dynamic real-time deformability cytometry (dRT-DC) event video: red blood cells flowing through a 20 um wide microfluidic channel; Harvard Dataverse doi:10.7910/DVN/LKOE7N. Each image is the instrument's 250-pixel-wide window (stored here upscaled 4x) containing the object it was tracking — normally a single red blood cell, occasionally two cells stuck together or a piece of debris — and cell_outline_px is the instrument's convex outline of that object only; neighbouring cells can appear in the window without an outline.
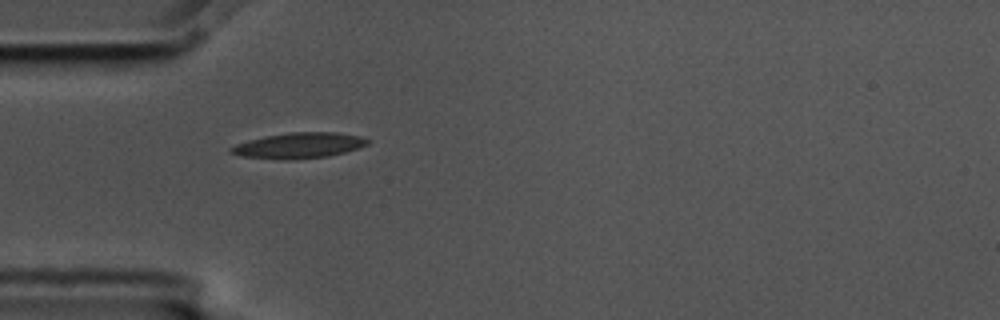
{"species": "common noctule bat (a hibernating species)", "species_latin": "Nyctalus noctula", "temperature_condition": "cold", "stored_images_in_passage": 41, "camera_frame_rate_fps": 3000, "um_per_image_px": 0.085, "animal": {"sex": "male", "body_mass_g": 17.5, "forearm_length_mm": 52.3}, "frame": {"image": 1, "passage_image": 1, "time_ms": 0.0, "image_size_px": [1000, 320], "cell_outline_px": [[372, 140], [368, 144], [360, 148], [328, 156], [288, 160], [284, 160], [240, 156], [228, 152], [228, 148], [236, 144], [248, 140], [264, 136], [288, 132], [336, 132], [360, 136]], "centroid_in_image_um": [25.39, 12.36], "position_along_channel_um": 59.6, "area_um2": 20.63}}
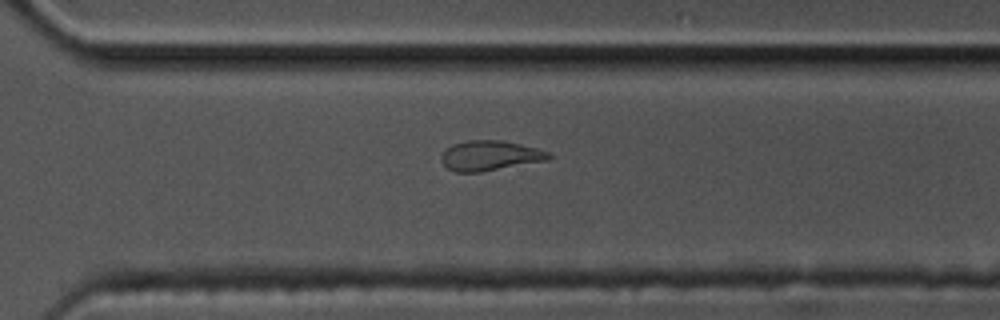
{"frame": {"image": 2, "passage_image": 24, "time_ms": 7.667, "image_size_px": [1000, 320], "cell_outline_px": [[552, 156], [548, 160], [480, 172], [456, 172], [448, 168], [440, 160], [440, 156], [452, 144], [468, 140], [500, 140], [520, 144], [552, 152]], "centroid_in_image_um": [41.66, 13.22], "position_along_channel_um": 328.9, "area_um2": 18.73}}
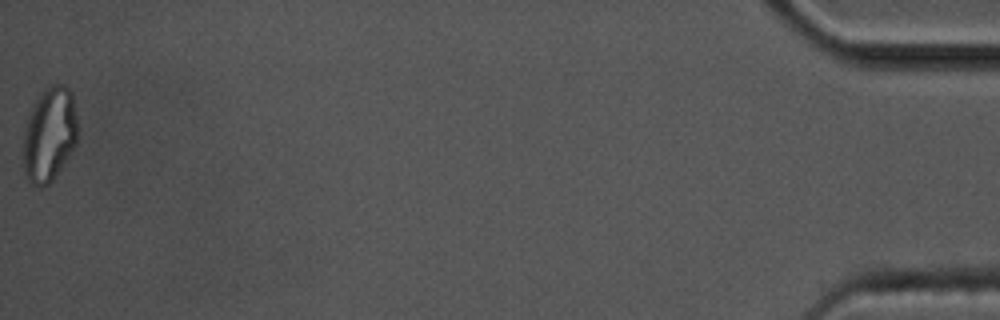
{"frame": {"image": 3, "passage_image": 41, "time_ms": 13.333, "image_size_px": [1000, 320], "cell_outline_px": [[76, 144], [52, 180], [48, 184], [40, 188], [32, 184], [28, 180], [24, 172], [24, 128], [28, 112], [32, 104], [40, 92], [48, 84], [64, 84], [72, 92], [76, 116]], "centroid_in_image_um": [4.17, 11.37], "position_along_channel_um": 431.0, "area_um2": 30.06}, "authors_computed_cell_mechanics": {"area_um2": 19.074, "velocity_mm_per_s": 3.5514, "shape_relaxation_time_tau1_ms": 9.3106, "shape_relaxation_time_tau2_ms": 5.0275, "deformation_change_tau1": 0.2167, "deformation_change_tau2": 0.1159}}